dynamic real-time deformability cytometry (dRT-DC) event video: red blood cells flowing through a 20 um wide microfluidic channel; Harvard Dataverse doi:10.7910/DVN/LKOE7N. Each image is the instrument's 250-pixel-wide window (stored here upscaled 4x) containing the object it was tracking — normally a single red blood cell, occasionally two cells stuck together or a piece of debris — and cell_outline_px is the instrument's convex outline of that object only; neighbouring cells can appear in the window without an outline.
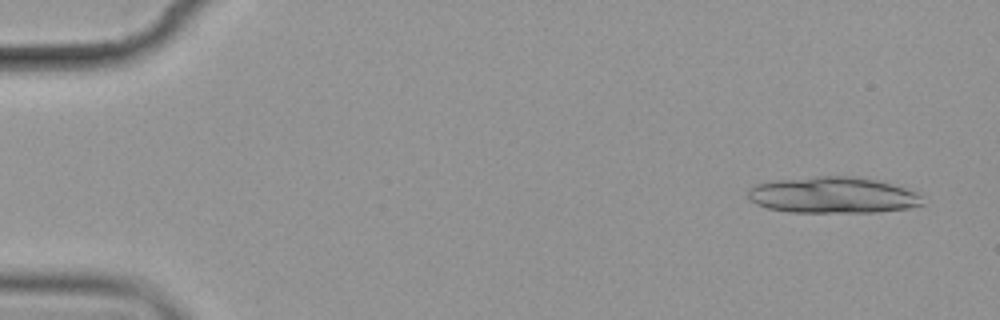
{"species": "common noctule bat (a hibernating species)", "species_latin": "Nyctalus noctula", "temperature_condition": "cold", "stored_images_in_passage": 6, "camera_frame_rate_fps": 3000, "um_per_image_px": 0.085, "animal": {"sex": "female", "body_mass_g": 19.9}, "frame": {"image": 1, "passage_image": 1, "time_ms": 0.0, "image_size_px": [1000, 320], "cell_outline_px": [[924, 204], [908, 208], [876, 212], [788, 212], [768, 208], [756, 204], [748, 196], [748, 188], [756, 184], [772, 180], [816, 176], [848, 176], [876, 180], [904, 188], [916, 192], [920, 196]], "centroid_in_image_um": [70.75, 16.58], "position_along_channel_um": 14.3, "area_um2": 36.76}}